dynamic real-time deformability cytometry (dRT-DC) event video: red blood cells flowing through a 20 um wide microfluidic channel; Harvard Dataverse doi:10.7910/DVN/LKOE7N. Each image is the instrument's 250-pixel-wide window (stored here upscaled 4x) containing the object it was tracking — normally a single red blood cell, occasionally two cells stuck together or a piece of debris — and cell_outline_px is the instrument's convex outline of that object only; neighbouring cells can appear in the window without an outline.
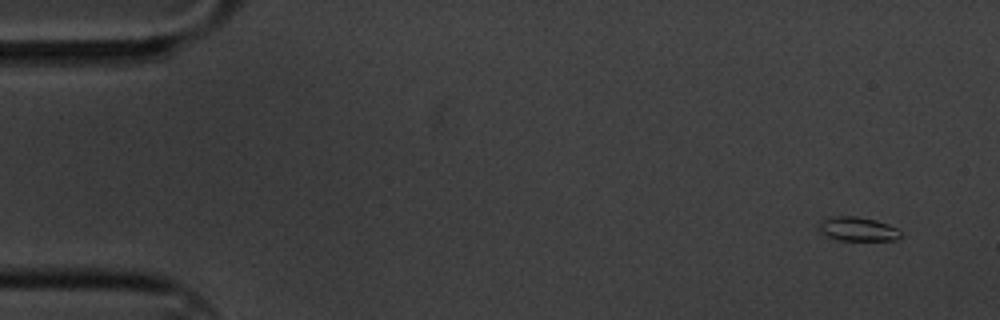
{"species": "common noctule bat (a hibernating species)", "species_latin": "Nyctalus noctula", "temperature_condition": "cold", "stored_images_in_passage": 5, "camera_frame_rate_fps": 3000, "um_per_image_px": 0.085, "animal": {"sex": "male", "body_mass_g": 20.1, "forearm_length_mm": 53.5}, "frame": {"image": 1, "passage_image": 1, "time_ms": 0.0, "image_size_px": [1000, 320], "cell_outline_px": [[900, 236], [896, 240], [840, 240], [824, 236], [820, 232], [820, 220], [836, 216], [856, 216], [876, 220], [888, 224], [896, 228], [900, 232]], "centroid_in_image_um": [72.88, 19.47], "position_along_channel_um": 12.1, "area_um2": 11.39}}
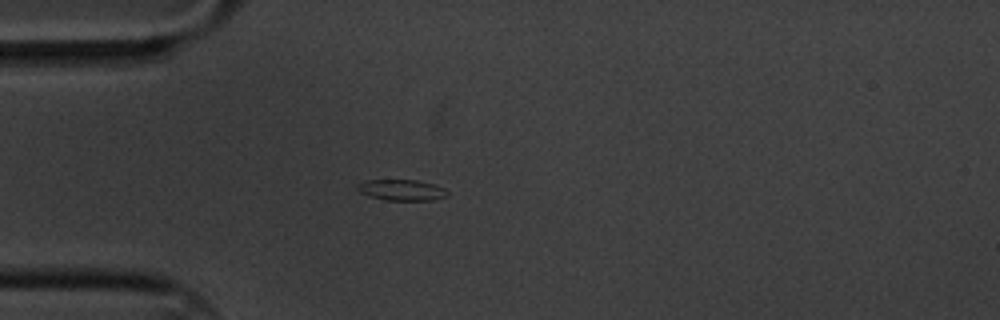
{"frame": {"image": 2, "passage_image": 5, "time_ms": 1.333, "image_size_px": [1000, 320], "cell_outline_px": [[448, 196], [436, 200], [384, 200], [368, 196], [360, 192], [356, 188], [356, 184], [364, 180], [416, 180], [432, 184], [444, 188], [448, 192]], "centroid_in_image_um": [34.12, 16.16], "position_along_channel_um": 50.9, "area_um2": 11.1}}